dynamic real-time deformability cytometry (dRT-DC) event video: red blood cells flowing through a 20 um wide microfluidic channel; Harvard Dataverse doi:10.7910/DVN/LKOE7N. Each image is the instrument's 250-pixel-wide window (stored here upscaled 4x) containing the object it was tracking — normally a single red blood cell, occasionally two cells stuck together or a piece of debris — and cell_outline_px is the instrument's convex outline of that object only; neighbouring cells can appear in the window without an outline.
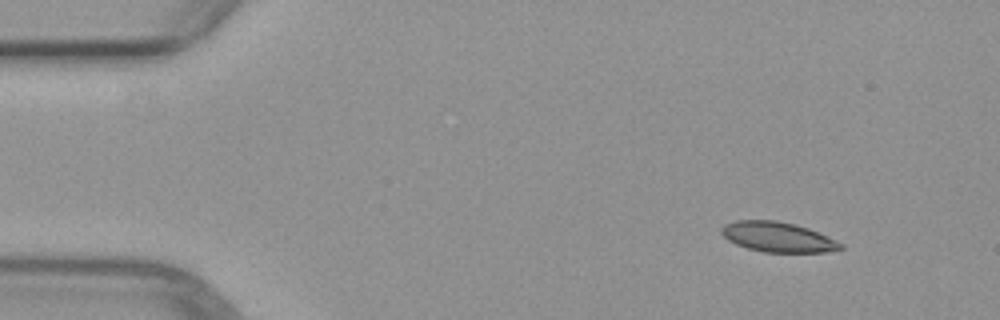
{"species": "common noctule bat (a hibernating species)", "species_latin": "Nyctalus noctula", "temperature_condition": "warm", "stored_images_in_passage": 3, "camera_frame_rate_fps": 3000, "um_per_image_px": 0.085, "animal": {"sex": "female", "body_mass_g": 29.2, "forearm_length_mm": 56.3}, "frame": {"image": 1, "passage_image": 1, "time_ms": 0.0, "image_size_px": [1000, 320], "cell_outline_px": [[844, 248], [828, 252], [764, 252], [748, 248], [736, 244], [728, 240], [720, 232], [720, 228], [724, 224], [736, 220], [776, 220], [796, 224], [808, 228], [844, 244]], "centroid_in_image_um": [66.1, 20.14], "position_along_channel_um": 18.9, "area_um2": 20.87}}
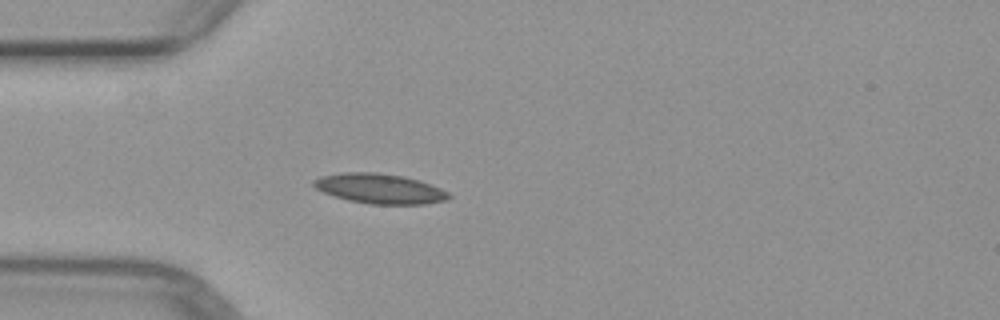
{"frame": {"image": 2, "passage_image": 3, "time_ms": 3.0, "image_size_px": [1000, 320], "cell_outline_px": [[452, 196], [448, 200], [424, 204], [368, 204], [348, 200], [324, 192], [316, 188], [312, 184], [312, 180], [320, 176], [344, 172], [376, 172], [404, 176], [420, 180], [432, 184], [448, 192]], "centroid_in_image_um": [32.3, 16.03], "position_along_channel_um": 52.7, "area_um2": 23.7}}